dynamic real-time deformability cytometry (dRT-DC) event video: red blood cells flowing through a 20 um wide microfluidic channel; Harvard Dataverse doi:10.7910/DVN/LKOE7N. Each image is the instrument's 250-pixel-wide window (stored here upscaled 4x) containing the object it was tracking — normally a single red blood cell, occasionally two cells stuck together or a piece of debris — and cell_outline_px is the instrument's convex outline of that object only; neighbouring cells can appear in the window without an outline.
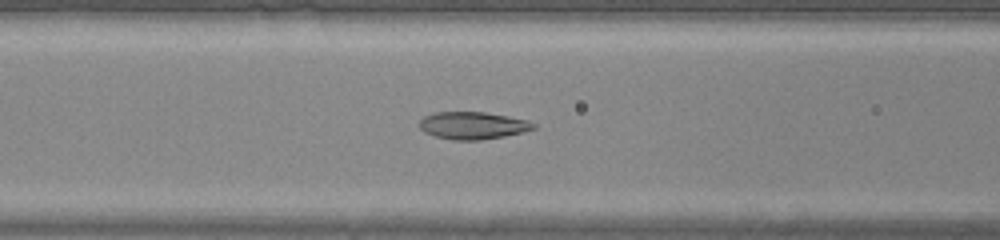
{"species": "common noctule bat (a hibernating species)", "species_latin": "Nyctalus noctula", "temperature_condition": "warm", "stored_images_in_passage": 42, "camera_frame_rate_fps": 3000, "um_per_image_px": 0.085, "animal": {"sex": "male", "body_mass_g": 20.0, "forearm_length_mm": 53.3}, "frame": {"image": 1, "passage_image": 14, "time_ms": 4.333, "image_size_px": [1000, 240], "cell_outline_px": [[536, 128], [524, 132], [504, 136], [480, 140], [452, 140], [436, 136], [424, 132], [420, 128], [420, 120], [424, 116], [436, 112], [484, 112], [508, 116], [528, 120], [536, 124]], "centroid_in_image_um": [40.21, 10.66], "position_along_channel_um": 126.4, "area_um2": 18.21}}
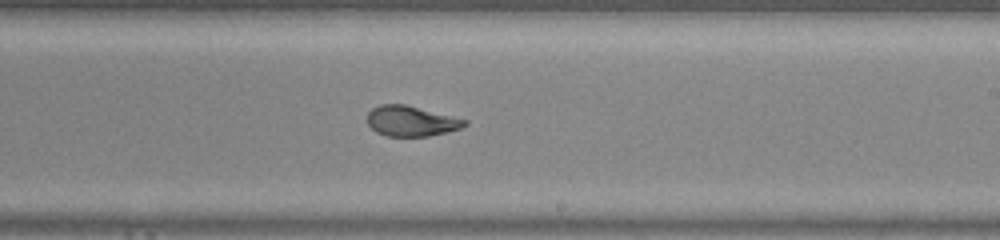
{"frame": {"image": 2, "passage_image": 23, "time_ms": 7.333, "image_size_px": [1000, 240], "cell_outline_px": [[468, 124], [460, 128], [428, 136], [388, 136], [376, 132], [368, 124], [368, 112], [372, 108], [380, 104], [404, 104], [468, 120]], "centroid_in_image_um": [34.93, 10.28], "position_along_channel_um": 254.1, "area_um2": 16.99}}
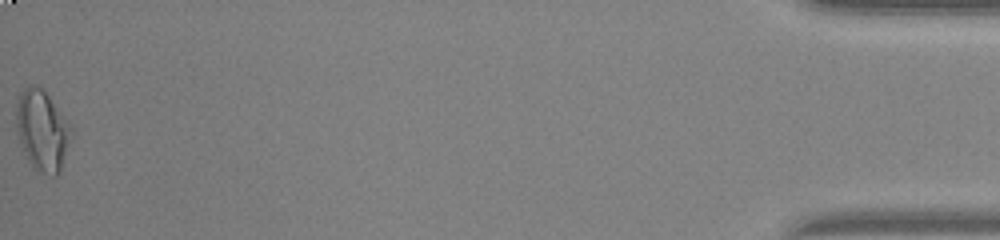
{"frame": {"image": 3, "passage_image": 42, "time_ms": 13.667, "image_size_px": [1000, 240], "cell_outline_px": [[72, 136], [60, 172], [56, 176], [52, 176], [36, 172], [32, 168], [20, 144], [16, 128], [16, 104], [20, 92], [24, 88], [32, 84], [40, 88], [48, 96], [72, 124]], "centroid_in_image_um": [3.59, 11.13], "position_along_channel_um": 431.6, "area_um2": 26.18}, "authors_computed_cell_mechanics": {"area_um2": 18.496, "velocity_mm_per_s": 4.2678, "shape_relaxation_time_tau1_ms": null, "shape_relaxation_time_tau2_ms": 0.933, "deformation_change_tau1": null, "deformation_change_tau2": 0.0634}}